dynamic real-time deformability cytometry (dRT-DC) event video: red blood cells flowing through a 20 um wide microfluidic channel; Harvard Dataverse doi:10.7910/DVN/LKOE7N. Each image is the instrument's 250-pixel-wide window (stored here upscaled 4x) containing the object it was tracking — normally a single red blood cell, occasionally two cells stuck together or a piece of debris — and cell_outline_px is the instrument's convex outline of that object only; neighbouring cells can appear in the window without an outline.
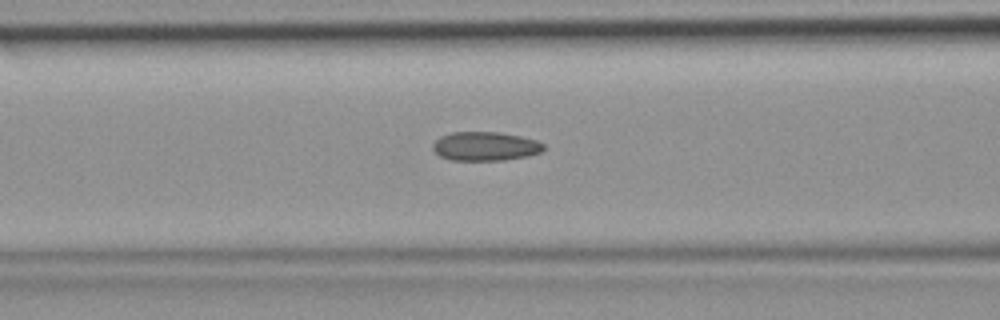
{"species": "common noctule bat (a hibernating species)", "species_latin": "Nyctalus noctula", "temperature_condition": "room temperature", "stored_images_in_passage": 34, "camera_frame_rate_fps": 3000, "um_per_image_px": 0.085, "animal": {"sex": "female", "body_mass_g": 19.9}, "frame": {"image": 1, "passage_image": 7, "time_ms": 2.0, "image_size_px": [1000, 320], "cell_outline_px": [[544, 148], [540, 152], [528, 156], [504, 160], [452, 160], [440, 156], [432, 148], [432, 144], [440, 136], [452, 132], [500, 132], [520, 136], [536, 140], [544, 144]], "centroid_in_image_um": [41.24, 12.43], "position_along_channel_um": 125.4, "area_um2": 18.67}}
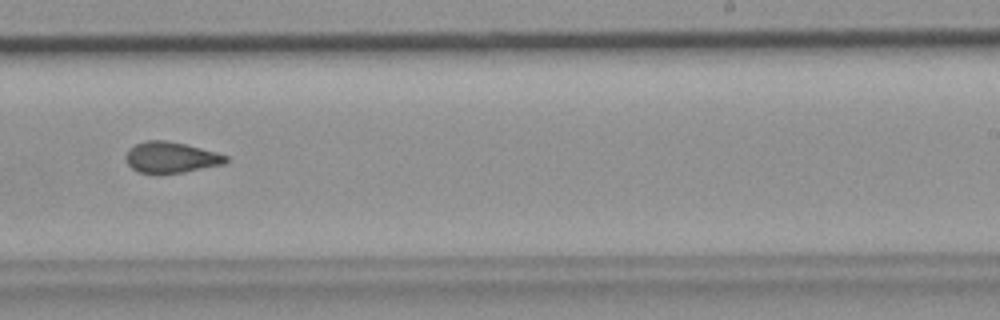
{"frame": {"image": 2, "passage_image": 17, "time_ms": 5.333, "image_size_px": [1000, 320], "cell_outline_px": [[228, 160], [224, 164], [184, 172], [136, 172], [124, 160], [124, 156], [128, 148], [136, 144], [148, 140], [168, 140], [216, 152], [228, 156]], "centroid_in_image_um": [14.5, 13.36], "position_along_channel_um": 274.5, "area_um2": 17.92}}
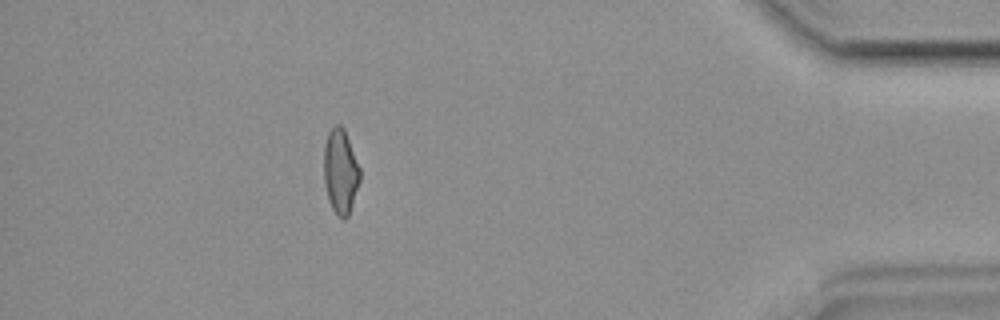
{"frame": {"image": 3, "passage_image": 29, "time_ms": 9.333, "image_size_px": [1000, 320], "cell_outline_px": [[360, 180], [348, 216], [344, 220], [336, 216], [328, 200], [324, 184], [324, 144], [328, 132], [336, 124], [340, 124], [344, 128], [360, 168]], "centroid_in_image_um": [28.93, 14.58], "position_along_channel_um": 406.3, "area_um2": 17.92}}